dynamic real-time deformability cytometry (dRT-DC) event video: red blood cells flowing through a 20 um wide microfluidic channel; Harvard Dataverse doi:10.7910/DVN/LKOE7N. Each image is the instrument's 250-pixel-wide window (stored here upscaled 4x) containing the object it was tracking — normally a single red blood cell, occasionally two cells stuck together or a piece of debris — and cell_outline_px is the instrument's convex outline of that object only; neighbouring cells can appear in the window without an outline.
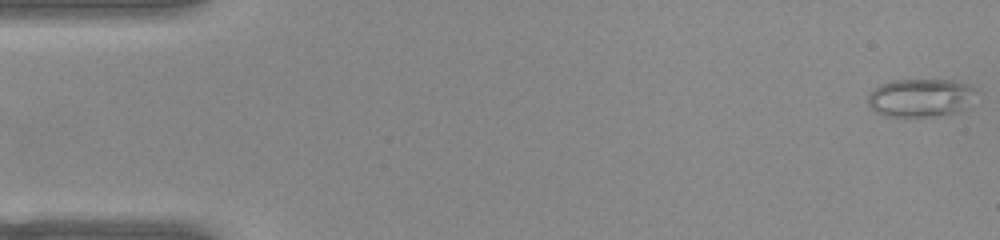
{"species": "common noctule bat (a hibernating species)", "species_latin": "Nyctalus noctula", "temperature_condition": "warm", "stored_images_in_passage": 52, "camera_frame_rate_fps": 3000, "um_per_image_px": 0.085, "animal": {"sex": "female", "body_mass_g": 22.0, "forearm_length_mm": 56.7}, "frame": {"image": 1, "passage_image": 1, "time_ms": 0.0, "image_size_px": [1000, 240], "cell_outline_px": [[972, 88], [960, 108], [956, 112], [936, 116], [904, 120], [884, 116], [876, 112], [868, 104], [868, 96], [880, 84], [892, 80], [952, 80], [968, 84]], "centroid_in_image_um": [78.05, 8.35], "position_along_channel_um": 6.9, "area_um2": 23.76}}
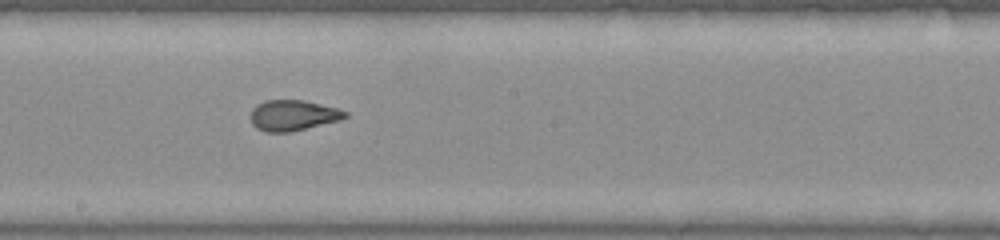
{"frame": {"image": 2, "passage_image": 28, "time_ms": 9.0, "image_size_px": [1000, 240], "cell_outline_px": [[348, 116], [340, 120], [288, 132], [264, 132], [256, 128], [252, 124], [252, 108], [256, 104], [264, 100], [304, 100], [340, 108], [348, 112]], "centroid_in_image_um": [24.92, 9.79], "position_along_channel_um": 223.3, "area_um2": 16.94}}
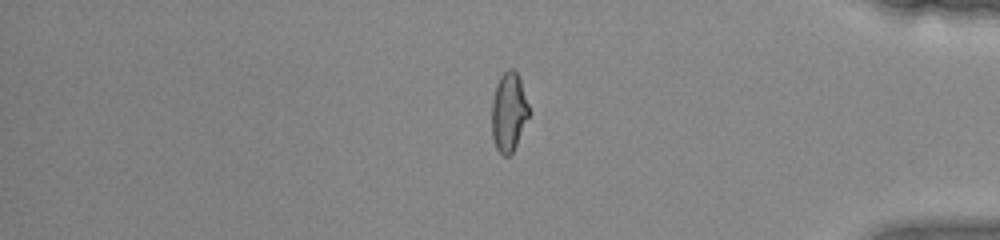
{"frame": {"image": 3, "passage_image": 43, "time_ms": 14.0, "image_size_px": [1000, 240], "cell_outline_px": [[528, 116], [516, 144], [512, 152], [508, 156], [504, 156], [496, 148], [492, 136], [492, 100], [496, 84], [500, 76], [508, 68], [512, 68], [516, 72], [520, 80], [528, 104]], "centroid_in_image_um": [43.21, 9.5], "position_along_channel_um": 392.0, "area_um2": 16.76}, "authors_computed_cell_mechanics": {"area_um2": 17.918, "velocity_mm_per_s": 3.9501, "shape_relaxation_time_tau1_ms": null, "shape_relaxation_time_tau2_ms": 0.7962, "deformation_change_tau1": null, "deformation_change_tau2": 0.0693}}